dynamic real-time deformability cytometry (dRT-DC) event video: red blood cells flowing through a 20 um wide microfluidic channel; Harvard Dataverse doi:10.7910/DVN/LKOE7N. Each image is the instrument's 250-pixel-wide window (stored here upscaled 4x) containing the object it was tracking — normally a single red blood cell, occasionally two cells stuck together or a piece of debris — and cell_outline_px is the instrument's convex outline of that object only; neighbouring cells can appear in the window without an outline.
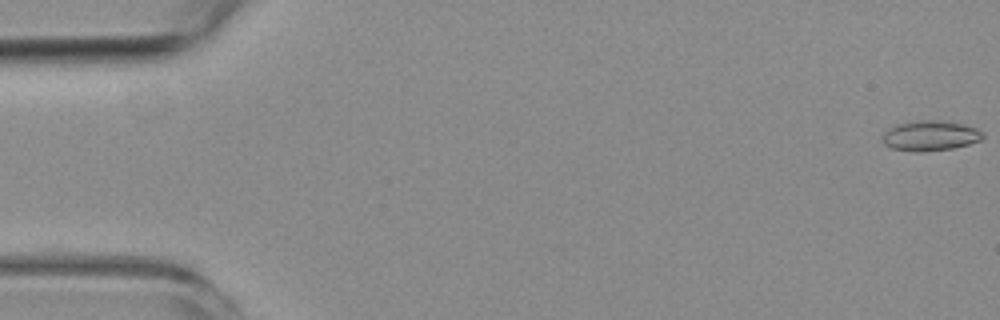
{"species": "common noctule bat (a hibernating species)", "species_latin": "Nyctalus noctula", "temperature_condition": "room temperature", "stored_images_in_passage": 6, "camera_frame_rate_fps": 3000, "um_per_image_px": 0.085, "animal": {"sex": "female", "body_mass_g": 19.3, "forearm_length_mm": 54.1}, "frame": {"image": 1, "passage_image": 1, "time_ms": 0.0, "image_size_px": [1000, 320], "cell_outline_px": [[984, 136], [980, 140], [968, 144], [952, 148], [920, 152], [916, 152], [892, 148], [884, 144], [880, 140], [884, 132], [888, 128], [896, 124], [916, 120], [948, 120], [964, 124], [976, 128], [984, 132]], "centroid_in_image_um": [79.05, 11.51], "position_along_channel_um": 5.9, "area_um2": 17.92}}
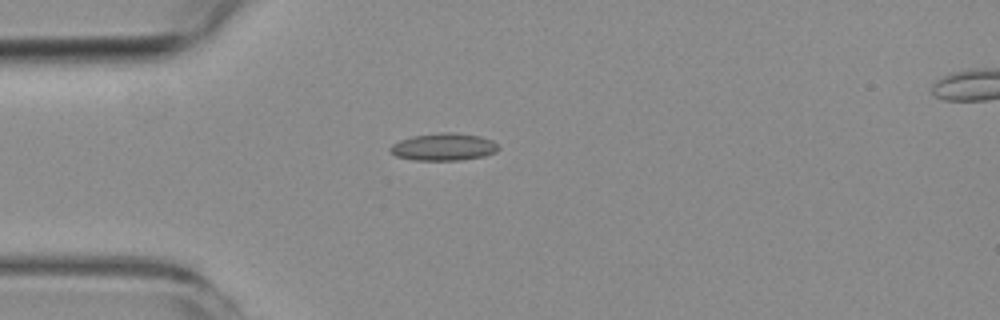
{"frame": {"image": 2, "passage_image": 5, "time_ms": 4.667, "image_size_px": [1000, 320], "cell_outline_px": [[500, 148], [496, 152], [484, 156], [460, 160], [416, 160], [396, 156], [388, 148], [392, 144], [400, 140], [412, 136], [444, 132], [452, 132], [480, 136], [492, 140]], "centroid_in_image_um": [37.72, 12.48], "position_along_channel_um": 47.3, "area_um2": 17.17}}